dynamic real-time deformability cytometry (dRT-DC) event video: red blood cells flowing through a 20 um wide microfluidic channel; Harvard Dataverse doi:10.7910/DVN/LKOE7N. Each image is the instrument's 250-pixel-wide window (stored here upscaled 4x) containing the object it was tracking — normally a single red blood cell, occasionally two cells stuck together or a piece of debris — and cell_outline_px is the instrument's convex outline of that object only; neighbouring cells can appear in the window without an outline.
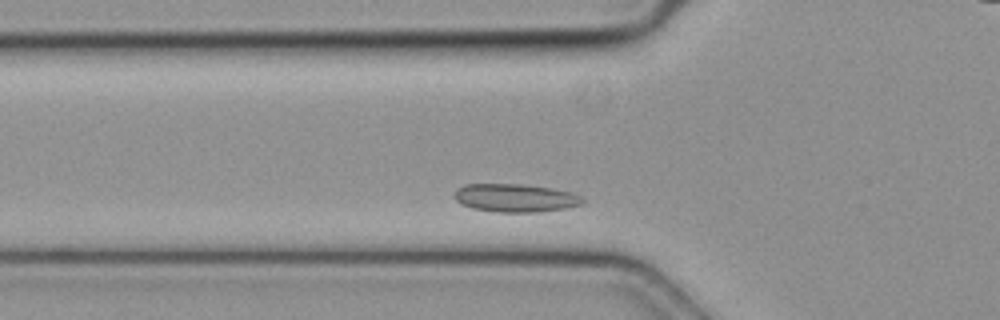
{"species": "common noctule bat (a hibernating species)", "species_latin": "Nyctalus noctula", "temperature_condition": "cold", "stored_images_in_passage": 41, "camera_frame_rate_fps": 3000, "um_per_image_px": 0.085, "animal": {"sex": "female", "body_mass_g": 19.3, "forearm_length_mm": 54.1}, "frame": {"image": 1, "passage_image": 15, "time_ms": 4.667, "image_size_px": [1000, 320], "cell_outline_px": [[584, 204], [568, 208], [540, 212], [496, 212], [472, 208], [460, 204], [456, 200], [456, 188], [464, 184], [520, 184], [552, 188], [572, 192], [580, 196], [584, 200]], "centroid_in_image_um": [43.83, 16.83], "position_along_channel_um": 82.0, "area_um2": 21.21}}
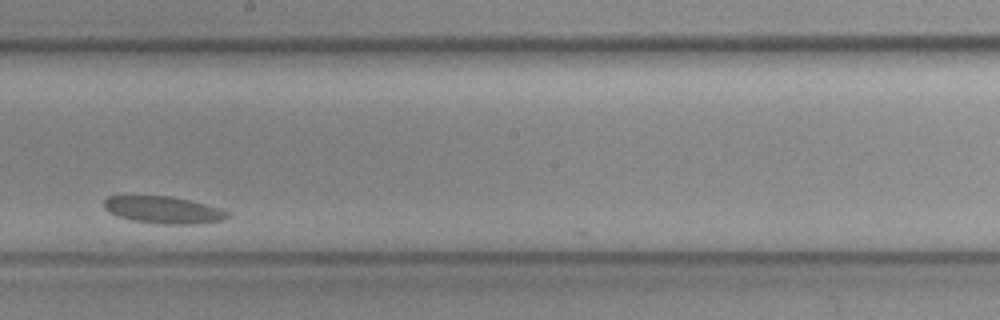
{"frame": {"image": 2, "passage_image": 28, "time_ms": 9.0, "image_size_px": [1000, 320], "cell_outline_px": [[232, 216], [224, 220], [196, 224], [160, 224], [132, 220], [116, 216], [108, 212], [104, 208], [104, 200], [108, 196], [168, 196], [192, 200], [220, 208], [232, 212]], "centroid_in_image_um": [13.94, 17.85], "position_along_channel_um": 234.3, "area_um2": 19.83}}
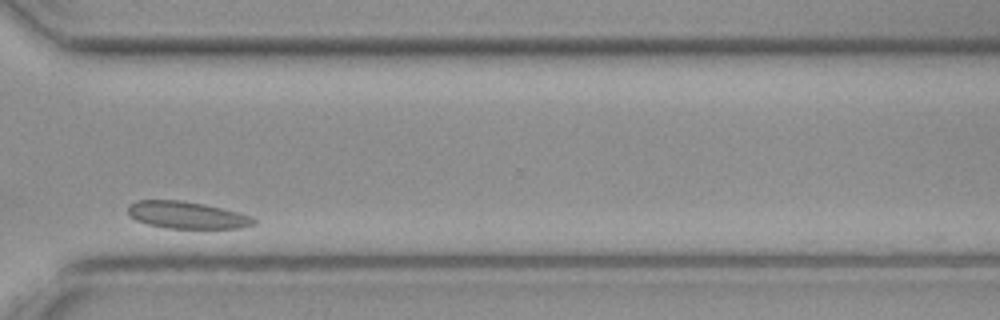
{"frame": {"image": 3, "passage_image": 38, "time_ms": 12.333, "image_size_px": [1000, 320], "cell_outline_px": [[256, 224], [240, 228], [164, 228], [148, 224], [136, 220], [128, 216], [128, 204], [136, 200], [180, 200], [204, 204], [252, 216], [256, 220]], "centroid_in_image_um": [15.84, 18.28], "position_along_channel_um": 354.8, "area_um2": 19.88}}